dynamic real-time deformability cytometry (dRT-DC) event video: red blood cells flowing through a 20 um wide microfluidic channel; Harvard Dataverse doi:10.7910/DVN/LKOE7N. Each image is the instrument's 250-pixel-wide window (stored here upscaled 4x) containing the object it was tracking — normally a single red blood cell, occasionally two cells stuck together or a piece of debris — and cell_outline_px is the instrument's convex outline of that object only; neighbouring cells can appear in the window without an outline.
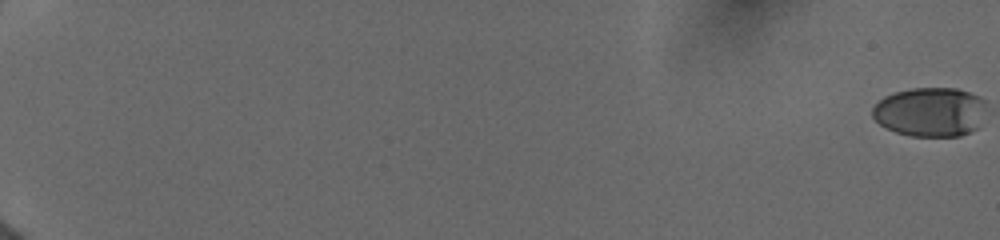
{"species": "human", "species_latin": "Homo sapiens", "temperature_condition": "cold", "stored_images_in_passage": 52, "camera_frame_rate_fps": 3000, "um_per_image_px": 0.085, "donor": {"sex": "female"}, "frame": {"image": 1, "passage_image": 1, "time_ms": 0.0, "image_size_px": [1000, 240], "cell_outline_px": [[984, 104], [980, 128], [960, 136], [912, 136], [896, 132], [880, 124], [872, 116], [872, 108], [884, 96], [896, 92], [912, 88], [956, 88], [980, 96], [984, 100]], "centroid_in_image_um": [79.08, 9.52], "position_along_channel_um": 5.9, "area_um2": 32.66}}
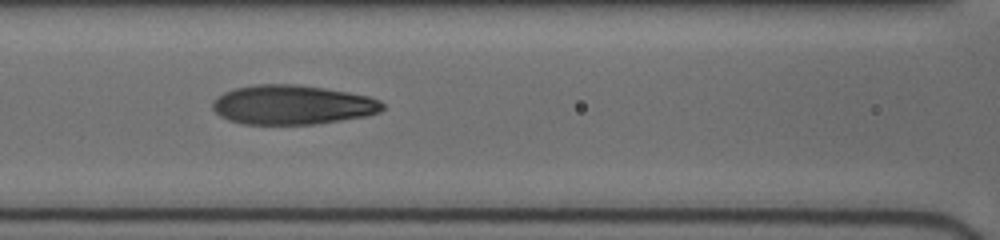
{"frame": {"image": 2, "passage_image": 30, "time_ms": 9.667, "image_size_px": [1000, 240], "cell_outline_px": [[384, 108], [380, 112], [368, 116], [316, 124], [240, 124], [228, 120], [220, 116], [212, 108], [212, 100], [224, 92], [236, 88], [256, 84], [296, 84], [324, 88], [348, 92], [368, 96], [380, 100], [384, 104]], "centroid_in_image_um": [24.85, 8.91], "position_along_channel_um": 141.7, "area_um2": 39.25}}
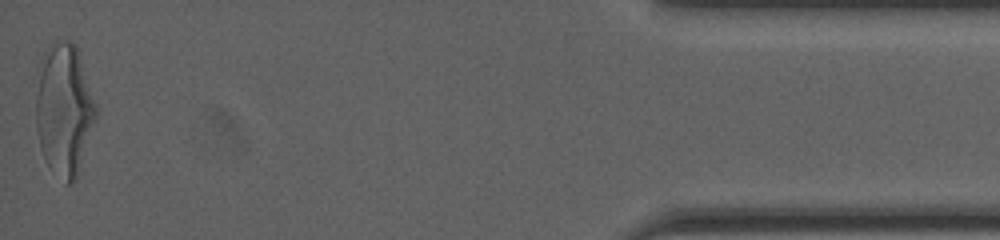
{"frame": {"image": 3, "passage_image": 52, "time_ms": 18.667, "image_size_px": [1000, 240], "cell_outline_px": [[96, 120], [76, 176], [72, 184], [64, 184], [48, 164], [40, 148], [36, 128], [36, 68], [48, 44], [52, 40], [72, 40], [76, 44], [96, 104]], "centroid_in_image_um": [5.41, 9.23], "position_along_channel_um": 429.8, "area_um2": 46.59}, "authors_computed_cell_mechanics": {"area_um2": 37.7434, "velocity_mm_per_s": 3.9627, "shape_relaxation_time_tau1_ms": 6.4147, "shape_relaxation_time_tau2_ms": 1.1807, "deformation_change_tau1": 0.2535, "deformation_change_tau2": 0.0897}}